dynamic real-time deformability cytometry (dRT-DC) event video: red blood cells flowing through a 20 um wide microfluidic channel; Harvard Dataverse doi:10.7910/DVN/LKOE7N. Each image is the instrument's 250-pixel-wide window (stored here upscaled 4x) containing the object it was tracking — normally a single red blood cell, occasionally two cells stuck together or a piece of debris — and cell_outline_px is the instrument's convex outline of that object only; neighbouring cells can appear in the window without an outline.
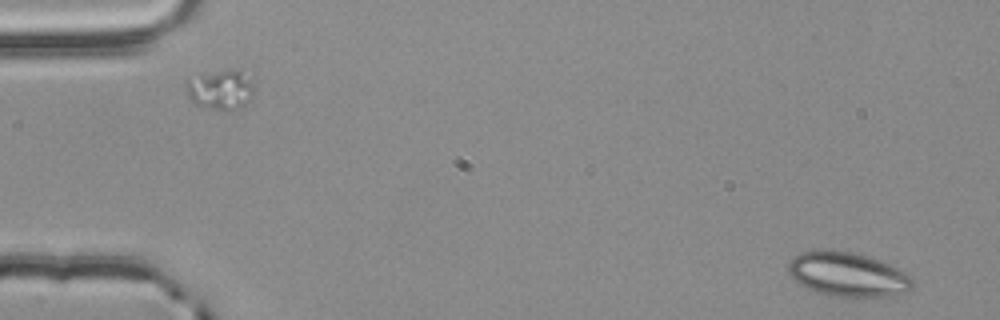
{"species": "common noctule bat (a hibernating species)", "species_latin": "Nyctalus noctula", "temperature_condition": "room temperature", "stored_images_in_passage": 54, "camera_frame_rate_fps": 3000, "um_per_image_px": 0.085, "animal": {"sex": "male", "body_mass_g": 20.4}, "frame": {"image": 1, "passage_image": 1, "time_ms": 0.0, "image_size_px": [1000, 320], "cell_outline_px": [[916, 284], [908, 292], [888, 296], [860, 300], [828, 296], [816, 292], [800, 284], [788, 272], [788, 264], [792, 256], [800, 252], [820, 248], [832, 248], [852, 252], [868, 256], [880, 260], [904, 272]], "centroid_in_image_um": [72.04, 23.34], "position_along_channel_um": 13.0, "area_um2": 33.29}}
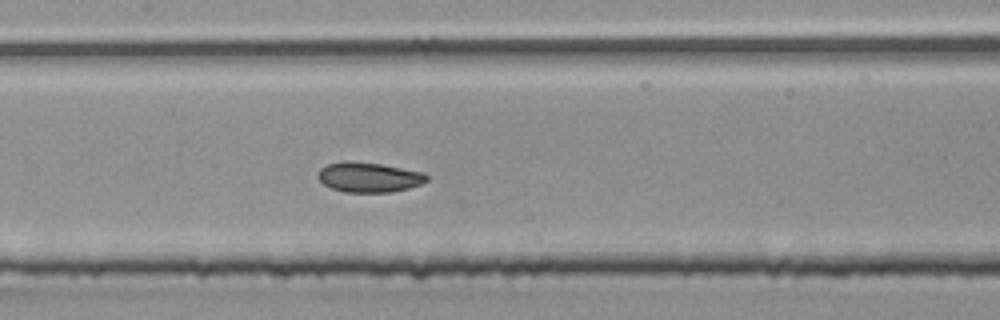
{"frame": {"image": 2, "passage_image": 25, "time_ms": 8.0, "image_size_px": [1000, 320], "cell_outline_px": [[428, 180], [420, 184], [408, 188], [392, 192], [344, 192], [332, 188], [324, 184], [320, 180], [320, 168], [328, 164], [344, 160], [348, 160], [380, 164], [424, 172], [428, 176]], "centroid_in_image_um": [31.38, 15.06], "position_along_channel_um": 176.0, "area_um2": 18.84}}
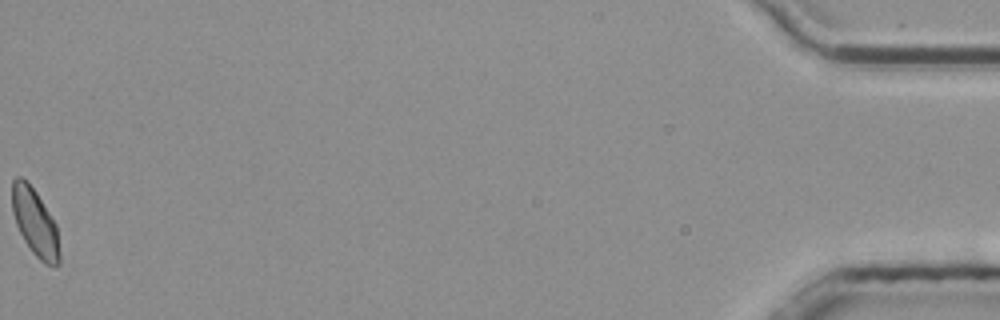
{"frame": {"image": 3, "passage_image": 54, "time_ms": 17.667, "image_size_px": [1000, 320], "cell_outline_px": [[60, 264], [56, 268], [44, 264], [32, 252], [24, 240], [16, 224], [12, 212], [12, 180], [16, 176], [20, 176], [36, 192], [56, 224], [60, 252]], "centroid_in_image_um": [2.99, 18.97], "position_along_channel_um": 432.2, "area_um2": 18.61}, "authors_computed_cell_mechanics": {"area_um2": 18.9873, "velocity_mm_per_s": 3.7598, "shape_relaxation_time_tau1_ms": 8.1351, "shape_relaxation_time_tau2_ms": 2.2804, "deformation_change_tau1": 0.1082, "deformation_change_tau2": 0.0562}}